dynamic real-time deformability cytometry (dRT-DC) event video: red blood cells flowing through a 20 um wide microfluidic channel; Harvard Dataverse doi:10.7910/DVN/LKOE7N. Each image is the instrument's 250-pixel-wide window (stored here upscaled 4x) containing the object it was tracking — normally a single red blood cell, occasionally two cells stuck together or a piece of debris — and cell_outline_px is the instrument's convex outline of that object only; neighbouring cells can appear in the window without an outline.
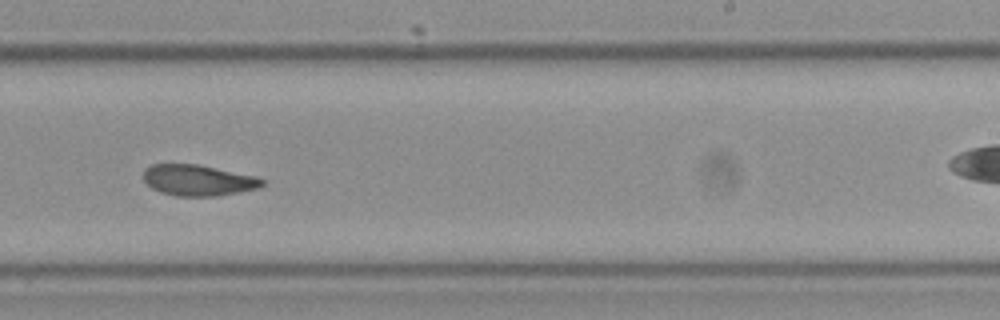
{"species": "Egyptian fruit bat (a non-hibernating species)", "species_latin": "Rousettus aegyptiacus", "temperature_condition": "cold", "stored_images_in_passage": 32, "camera_frame_rate_fps": 3000, "um_per_image_px": 0.085, "frame": {"image": 1, "passage_image": 19, "time_ms": 6.0, "image_size_px": [1000, 320], "cell_outline_px": [[264, 184], [256, 188], [216, 196], [176, 196], [160, 192], [152, 188], [144, 180], [144, 168], [152, 164], [200, 164], [256, 176], [264, 180]], "centroid_in_image_um": [16.81, 15.31], "position_along_channel_um": 272.2, "area_um2": 21.39}, "authors_computed_cell_mechanics": {"area_um2": 21.8484, "velocity_mm_per_s": 3.5146, "shape_relaxation_time_tau1_ms": null, "shape_relaxation_time_tau2_ms": 3.4173, "deformation_change_tau1": null, "deformation_change_tau2": 0.0721}}